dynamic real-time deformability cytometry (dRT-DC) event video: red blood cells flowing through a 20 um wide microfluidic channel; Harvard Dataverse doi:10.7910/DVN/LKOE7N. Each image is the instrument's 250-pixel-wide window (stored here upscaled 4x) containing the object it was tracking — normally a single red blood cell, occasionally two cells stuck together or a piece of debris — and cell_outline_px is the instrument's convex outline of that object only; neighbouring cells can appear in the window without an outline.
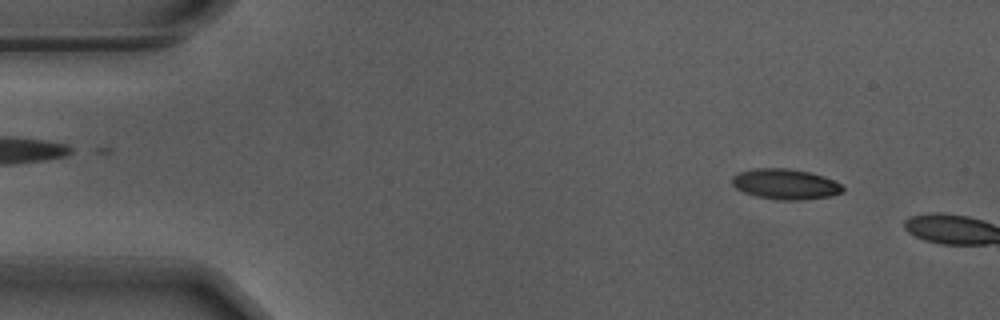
{"species": "Egyptian fruit bat (a non-hibernating species)", "species_latin": "Rousettus aegyptiacus", "temperature_condition": "warm", "stored_images_in_passage": 7, "camera_frame_rate_fps": 3000, "um_per_image_px": 0.085, "animal": {"sex": "male"}, "frame": {"image": 1, "passage_image": 5, "time_ms": 1.333, "image_size_px": [1000, 320], "cell_outline_px": [[844, 192], [828, 196], [800, 200], [780, 200], [756, 196], [744, 192], [736, 188], [732, 184], [732, 176], [740, 172], [756, 168], [788, 168], [808, 172], [832, 180], [840, 184], [844, 188]], "centroid_in_image_um": [66.72, 15.65], "position_along_channel_um": 18.3, "area_um2": 19.36}}